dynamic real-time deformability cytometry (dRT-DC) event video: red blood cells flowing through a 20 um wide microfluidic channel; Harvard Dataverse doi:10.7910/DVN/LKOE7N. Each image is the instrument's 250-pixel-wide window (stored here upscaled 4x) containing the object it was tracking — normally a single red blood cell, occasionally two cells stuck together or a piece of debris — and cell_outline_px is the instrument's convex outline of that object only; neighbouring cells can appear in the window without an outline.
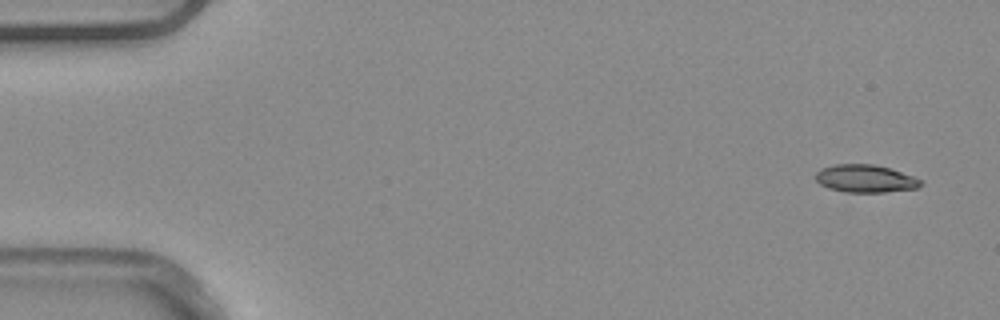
{"species": "common noctule bat (a hibernating species)", "species_latin": "Nyctalus noctula", "temperature_condition": "warm", "stored_images_in_passage": 6, "camera_frame_rate_fps": 3000, "um_per_image_px": 0.085, "animal": {"sex": "male", "body_mass_g": 20.4}, "frame": {"image": 1, "passage_image": 1, "time_ms": 0.0, "image_size_px": [1000, 320], "cell_outline_px": [[924, 184], [916, 188], [884, 192], [844, 192], [828, 188], [820, 184], [816, 180], [816, 172], [820, 168], [836, 164], [872, 164], [888, 168], [924, 180]], "centroid_in_image_um": [73.54, 15.18], "position_along_channel_um": 11.5, "area_um2": 16.94}}
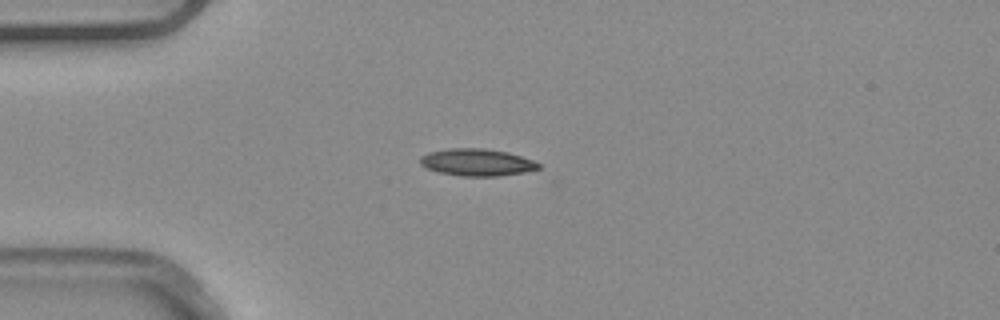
{"frame": {"image": 2, "passage_image": 4, "time_ms": 1.0, "image_size_px": [1000, 320], "cell_outline_px": [[540, 168], [524, 172], [500, 176], [460, 176], [440, 172], [428, 168], [420, 164], [420, 156], [428, 152], [452, 148], [484, 148], [508, 152], [532, 160], [540, 164]], "centroid_in_image_um": [40.53, 13.79], "position_along_channel_um": 44.5, "area_um2": 18.61}}
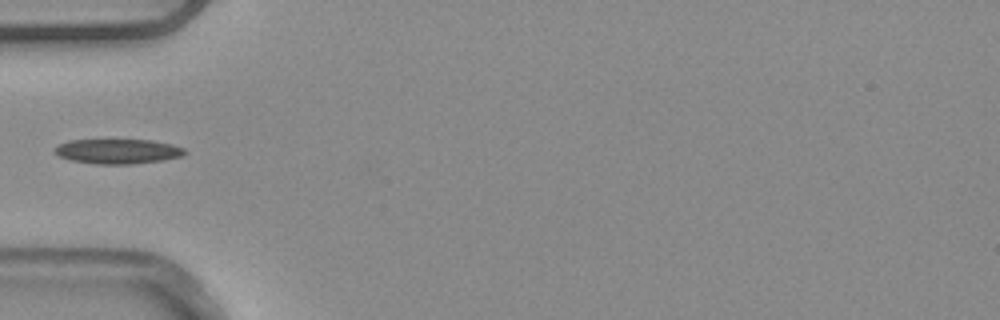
{"frame": {"image": 3, "passage_image": 5, "time_ms": 1.333, "image_size_px": [1000, 320], "cell_outline_px": [[188, 152], [180, 156], [164, 160], [132, 164], [92, 164], [68, 160], [56, 156], [52, 152], [52, 148], [68, 140], [152, 140], [172, 144], [184, 148]], "centroid_in_image_um": [9.94, 12.87], "position_along_channel_um": 75.1, "area_um2": 19.13}}